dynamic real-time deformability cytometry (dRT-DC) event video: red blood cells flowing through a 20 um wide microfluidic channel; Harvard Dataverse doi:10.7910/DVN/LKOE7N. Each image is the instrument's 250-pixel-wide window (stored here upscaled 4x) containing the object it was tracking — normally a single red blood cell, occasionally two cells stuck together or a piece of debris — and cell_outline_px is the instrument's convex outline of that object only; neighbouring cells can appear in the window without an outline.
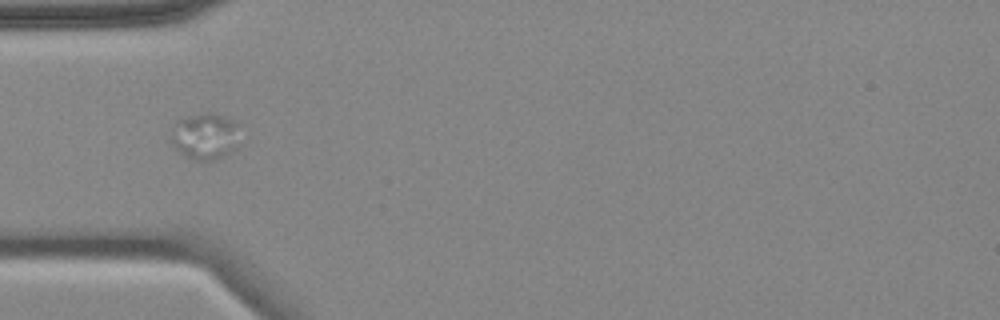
{"species": "common noctule bat (a hibernating species)", "species_latin": "Nyctalus noctula", "temperature_condition": "cold", "stored_images_in_passage": 8, "camera_frame_rate_fps": 3000, "um_per_image_px": 0.085, "animal": {"sex": "female", "body_mass_g": 18.4}, "frame": {"image": 1, "passage_image": 6, "time_ms": 6.0, "image_size_px": [1000, 320], "cell_outline_px": [[240, 148], [216, 160], [196, 160], [184, 156], [168, 140], [176, 120], [188, 116], [208, 112], [236, 120]], "centroid_in_image_um": [17.44, 11.6], "position_along_channel_um": 67.6, "area_um2": 19.07}}
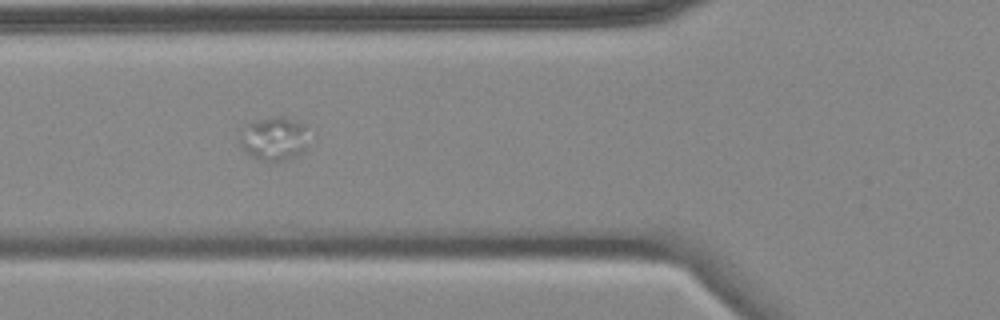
{"frame": {"image": 2, "passage_image": 7, "time_ms": 7.0, "image_size_px": [1000, 320], "cell_outline_px": [[308, 148], [296, 156], [280, 160], [260, 160], [252, 156], [240, 148], [240, 128], [244, 124], [272, 116], [280, 116], [300, 124], [304, 128]], "centroid_in_image_um": [23.21, 11.79], "position_along_channel_um": 102.6, "area_um2": 17.28}}
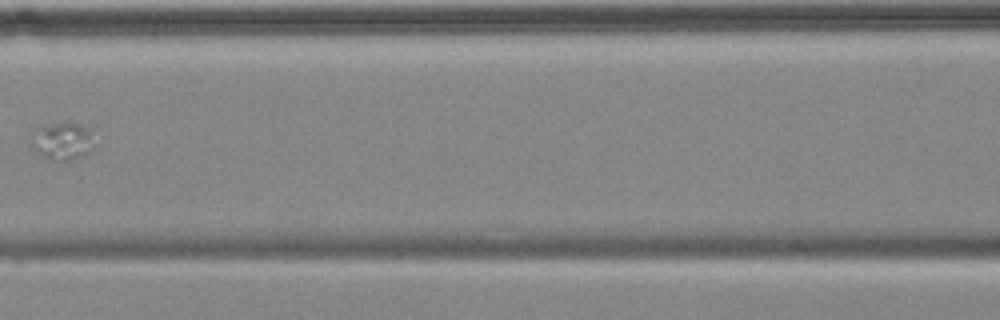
{"frame": {"image": 3, "passage_image": 8, "time_ms": 8.667, "image_size_px": [1000, 320], "cell_outline_px": [[92, 148], [88, 156], [72, 160], [48, 160], [40, 156], [32, 144], [36, 124], [64, 120], [92, 128]], "centroid_in_image_um": [5.32, 11.95], "position_along_channel_um": 161.3, "area_um2": 14.57}}